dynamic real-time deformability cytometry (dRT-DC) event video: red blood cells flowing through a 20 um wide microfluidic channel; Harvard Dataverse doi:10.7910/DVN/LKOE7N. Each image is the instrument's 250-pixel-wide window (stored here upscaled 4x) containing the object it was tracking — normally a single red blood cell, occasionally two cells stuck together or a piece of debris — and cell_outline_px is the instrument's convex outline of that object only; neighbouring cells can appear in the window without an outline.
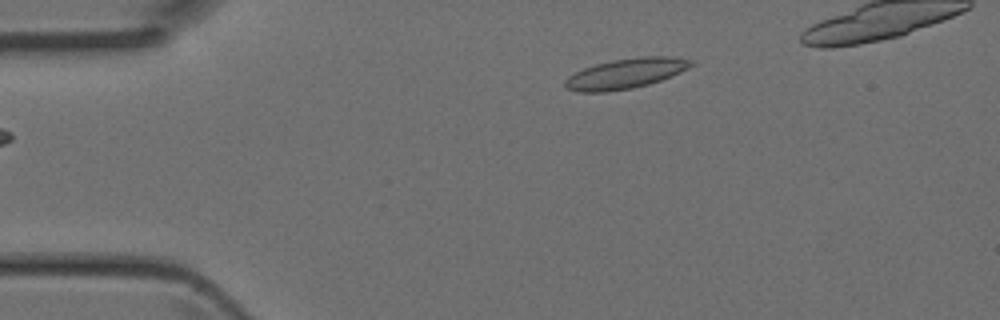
{"species": "Egyptian fruit bat (a non-hibernating species)", "species_latin": "Rousettus aegyptiacus", "temperature_condition": "room temperature", "stored_images_in_passage": 5, "camera_frame_rate_fps": 3000, "um_per_image_px": 0.085, "animal": {"sex": "female"}, "frame": {"image": 1, "passage_image": 5, "time_ms": 1.333, "image_size_px": [1000, 320], "cell_outline_px": [[692, 64], [688, 68], [680, 72], [660, 80], [648, 84], [632, 88], [604, 92], [580, 92], [568, 88], [564, 84], [564, 80], [568, 76], [584, 68], [596, 64], [612, 60], [644, 56], [668, 56], [692, 60]], "centroid_in_image_um": [53.16, 6.25], "position_along_channel_um": 31.8, "area_um2": 21.79}}